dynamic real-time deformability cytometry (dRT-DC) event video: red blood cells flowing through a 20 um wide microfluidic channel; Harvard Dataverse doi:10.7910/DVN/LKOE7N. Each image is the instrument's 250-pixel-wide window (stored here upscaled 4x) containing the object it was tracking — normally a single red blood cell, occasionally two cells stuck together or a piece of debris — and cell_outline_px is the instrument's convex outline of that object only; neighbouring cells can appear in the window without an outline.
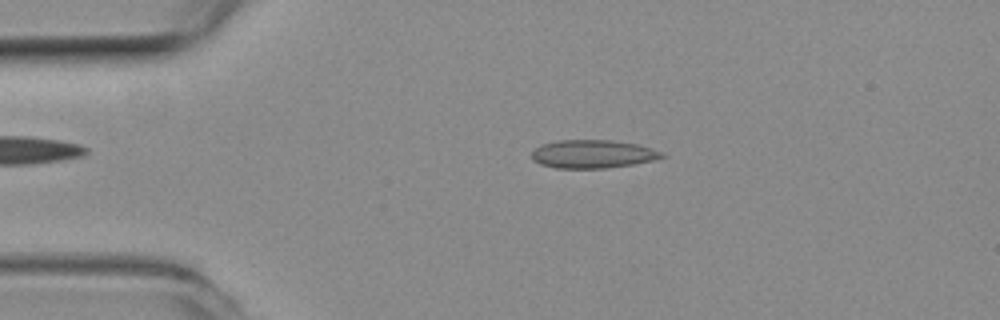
{"species": "common noctule bat (a hibernating species)", "species_latin": "Nyctalus noctula", "temperature_condition": "room temperature", "stored_images_in_passage": 47, "camera_frame_rate_fps": 3000, "um_per_image_px": 0.085, "animal": {"sex": "female", "body_mass_g": 19.3, "forearm_length_mm": 54.1}, "frame": {"image": 1, "passage_image": 4, "time_ms": 1.0, "image_size_px": [1000, 320], "cell_outline_px": [[668, 156], [656, 160], [632, 164], [604, 168], [556, 168], [540, 164], [532, 160], [532, 152], [540, 144], [556, 140], [612, 140], [636, 144], [664, 152]], "centroid_in_image_um": [50.39, 13.09], "position_along_channel_um": 34.6, "area_um2": 21.56}}
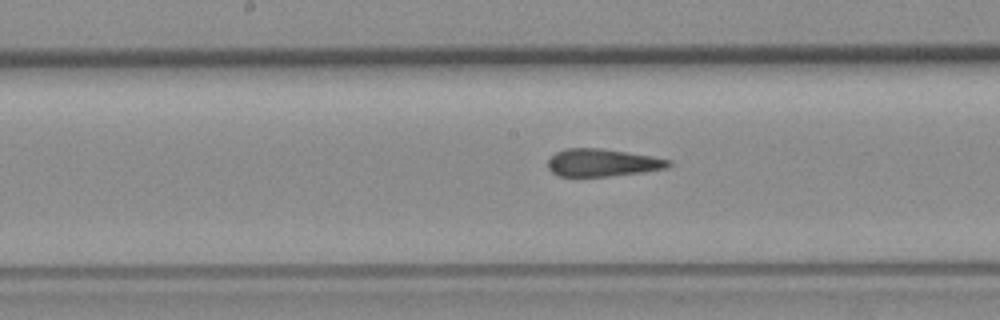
{"frame": {"image": 2, "passage_image": 20, "time_ms": 6.333, "image_size_px": [1000, 320], "cell_outline_px": [[672, 164], [668, 168], [644, 172], [608, 176], [560, 176], [552, 172], [548, 168], [548, 160], [556, 152], [564, 148], [600, 148], [652, 156], [672, 160]], "centroid_in_image_um": [51.23, 13.82], "position_along_channel_um": 197.0, "area_um2": 19.42}}
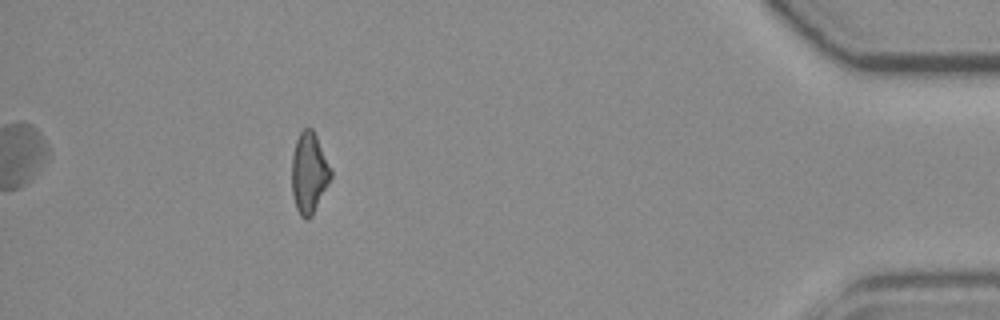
{"frame": {"image": 3, "passage_image": 42, "time_ms": 13.667, "image_size_px": [1000, 320], "cell_outline_px": [[332, 176], [312, 216], [308, 220], [304, 220], [300, 216], [296, 208], [292, 196], [292, 156], [296, 140], [300, 132], [304, 128], [312, 128], [332, 168]], "centroid_in_image_um": [26.27, 14.72], "position_along_channel_um": 408.9, "area_um2": 18.5}, "authors_computed_cell_mechanics": {"area_um2": 19.8254, "velocity_mm_per_s": 3.7226, "shape_relaxation_time_tau1_ms": null, "shape_relaxation_time_tau2_ms": 1.8072, "deformation_change_tau1": null, "deformation_change_tau2": 0.1206}}